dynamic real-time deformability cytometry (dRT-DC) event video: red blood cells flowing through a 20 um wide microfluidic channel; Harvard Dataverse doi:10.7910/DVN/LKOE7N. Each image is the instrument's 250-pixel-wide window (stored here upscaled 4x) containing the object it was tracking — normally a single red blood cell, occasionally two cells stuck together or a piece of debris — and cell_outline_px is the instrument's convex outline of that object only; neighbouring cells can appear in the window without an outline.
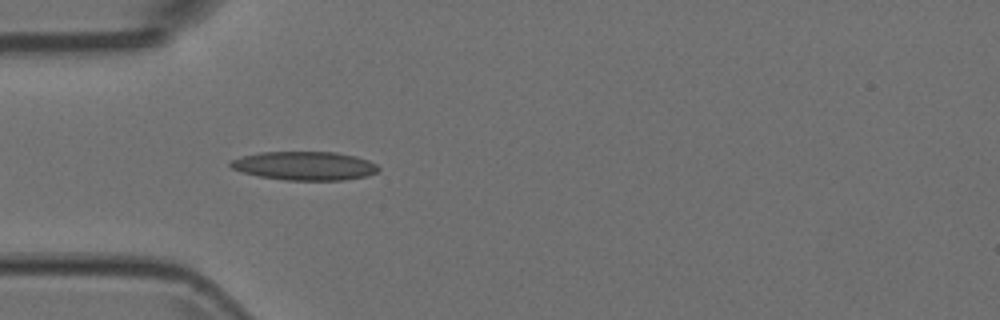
{"species": "Egyptian fruit bat (a non-hibernating species)", "species_latin": "Rousettus aegyptiacus", "temperature_condition": "room temperature", "stored_images_in_passage": 5, "camera_frame_rate_fps": 3000, "um_per_image_px": 0.085, "animal": {"sex": "female"}, "frame": {"image": 1, "passage_image": 5, "time_ms": 1.333, "image_size_px": [1000, 320], "cell_outline_px": [[380, 168], [376, 172], [368, 176], [344, 180], [284, 180], [260, 176], [244, 172], [232, 168], [228, 164], [228, 160], [240, 156], [260, 152], [336, 152], [356, 156], [368, 160], [376, 164]], "centroid_in_image_um": [25.88, 14.09], "position_along_channel_um": 59.1, "area_um2": 24.85}}